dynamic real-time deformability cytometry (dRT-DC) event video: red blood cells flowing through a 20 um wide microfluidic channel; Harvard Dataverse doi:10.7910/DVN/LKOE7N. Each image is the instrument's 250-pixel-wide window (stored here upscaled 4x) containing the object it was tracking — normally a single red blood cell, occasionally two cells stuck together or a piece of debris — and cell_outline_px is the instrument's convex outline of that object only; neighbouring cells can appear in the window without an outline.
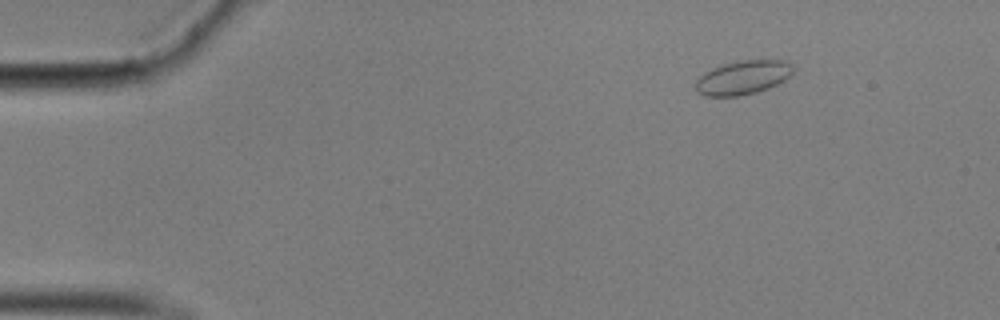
{"species": "common noctule bat (a hibernating species)", "species_latin": "Nyctalus noctula", "temperature_condition": "cold", "stored_images_in_passage": 52, "camera_frame_rate_fps": 3000, "um_per_image_px": 0.085, "animal": {"sex": "male", "body_mass_g": 17.9}, "frame": {"image": 1, "passage_image": 1, "time_ms": 0.0, "image_size_px": [1000, 320], "cell_outline_px": [[792, 72], [784, 80], [768, 88], [756, 92], [740, 96], [704, 96], [696, 92], [696, 80], [704, 72], [712, 68], [724, 64], [744, 60], [784, 60], [792, 64]], "centroid_in_image_um": [63.11, 6.59], "position_along_channel_um": 21.9, "area_um2": 19.13}}
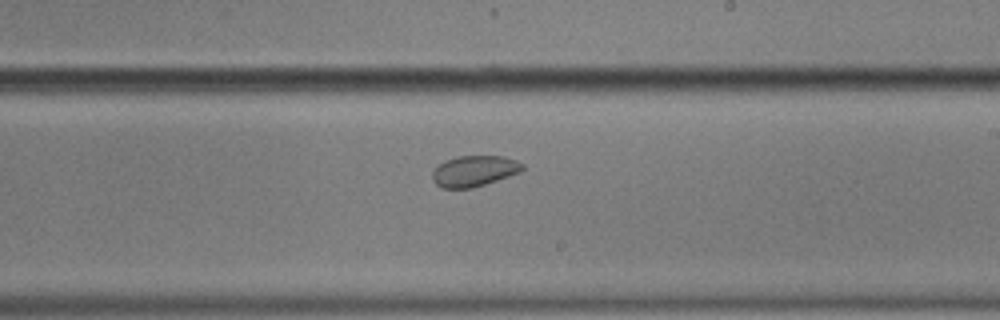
{"frame": {"image": 2, "passage_image": 28, "time_ms": 9.0, "image_size_px": [1000, 320], "cell_outline_px": [[524, 168], [520, 172], [472, 188], [440, 188], [432, 180], [432, 172], [444, 160], [456, 156], [504, 156], [516, 160], [524, 164]], "centroid_in_image_um": [40.29, 14.53], "position_along_channel_um": 248.7, "area_um2": 16.18}}
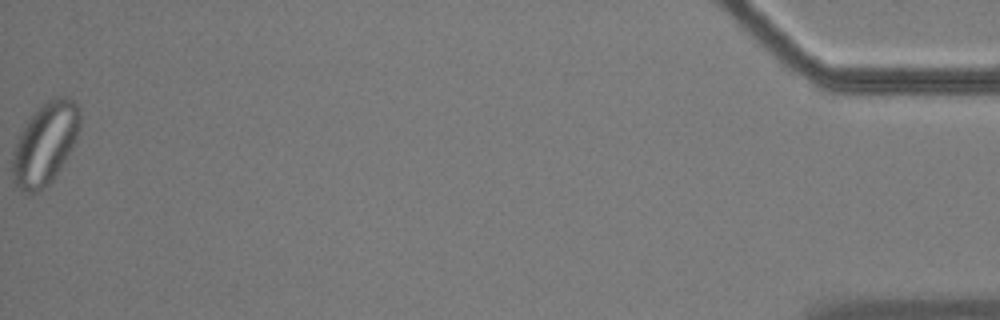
{"frame": {"image": 3, "passage_image": 52, "time_ms": 17.0, "image_size_px": [1000, 320], "cell_outline_px": [[80, 128], [64, 160], [52, 180], [48, 184], [36, 192], [24, 192], [12, 180], [12, 152], [20, 132], [32, 112], [52, 96], [68, 96], [80, 104]], "centroid_in_image_um": [3.82, 12.13], "position_along_channel_um": 431.4, "area_um2": 32.14}, "authors_computed_cell_mechanics": {"area_um2": 17.8313, "velocity_mm_per_s": 3.4478, "shape_relaxation_time_tau1_ms": null, "shape_relaxation_time_tau2_ms": 1.8, "deformation_change_tau1": null, "deformation_change_tau2": 0.0426}}